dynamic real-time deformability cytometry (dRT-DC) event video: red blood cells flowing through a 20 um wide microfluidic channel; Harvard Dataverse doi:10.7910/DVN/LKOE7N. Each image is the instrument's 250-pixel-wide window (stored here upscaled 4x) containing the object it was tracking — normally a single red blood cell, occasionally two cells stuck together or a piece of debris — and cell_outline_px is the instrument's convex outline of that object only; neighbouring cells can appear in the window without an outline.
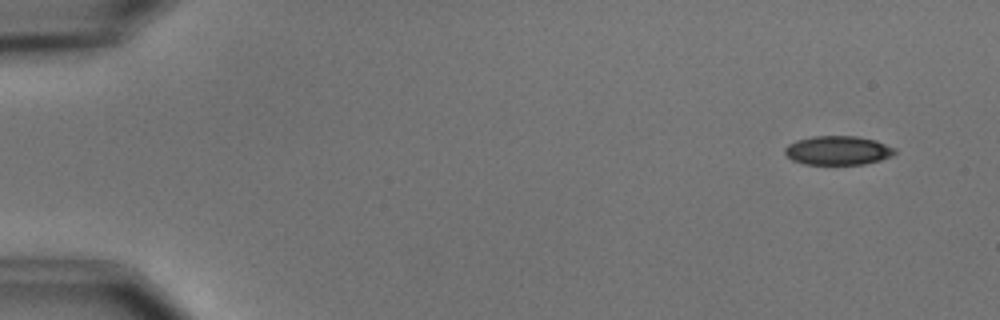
{"species": "common noctule bat (a hibernating species)", "species_latin": "Nyctalus noctula", "temperature_condition": "cold", "stored_images_in_passage": 6, "camera_frame_rate_fps": 3000, "um_per_image_px": 0.085, "animal": {"sex": "male", "body_mass_g": 15.6}, "frame": {"image": 1, "passage_image": 1, "time_ms": 0.0, "image_size_px": [1000, 320], "cell_outline_px": [[896, 152], [892, 156], [880, 160], [864, 164], [804, 164], [792, 160], [784, 152], [784, 148], [788, 144], [796, 140], [812, 136], [856, 136], [876, 140], [896, 148]], "centroid_in_image_um": [71.23, 12.78], "position_along_channel_um": 13.8, "area_um2": 18.67}}
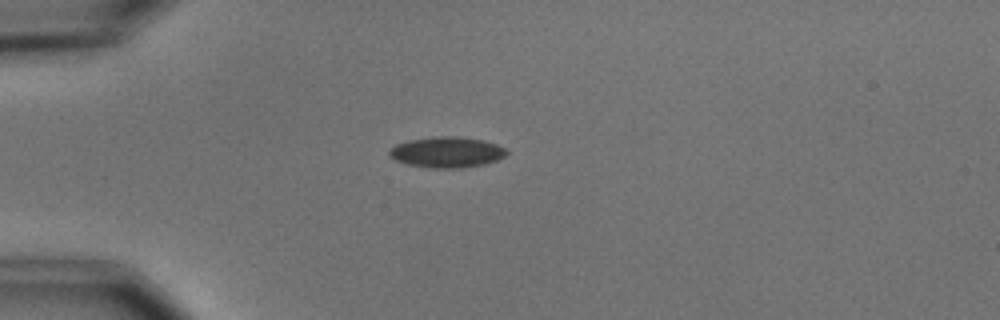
{"frame": {"image": 2, "passage_image": 4, "time_ms": 3.667, "image_size_px": [1000, 320], "cell_outline_px": [[508, 152], [504, 156], [496, 160], [484, 164], [460, 168], [432, 168], [408, 164], [396, 160], [388, 156], [388, 152], [396, 144], [408, 140], [436, 136], [456, 136], [484, 140], [508, 148]], "centroid_in_image_um": [37.99, 12.93], "position_along_channel_um": 47.0, "area_um2": 21.04}}